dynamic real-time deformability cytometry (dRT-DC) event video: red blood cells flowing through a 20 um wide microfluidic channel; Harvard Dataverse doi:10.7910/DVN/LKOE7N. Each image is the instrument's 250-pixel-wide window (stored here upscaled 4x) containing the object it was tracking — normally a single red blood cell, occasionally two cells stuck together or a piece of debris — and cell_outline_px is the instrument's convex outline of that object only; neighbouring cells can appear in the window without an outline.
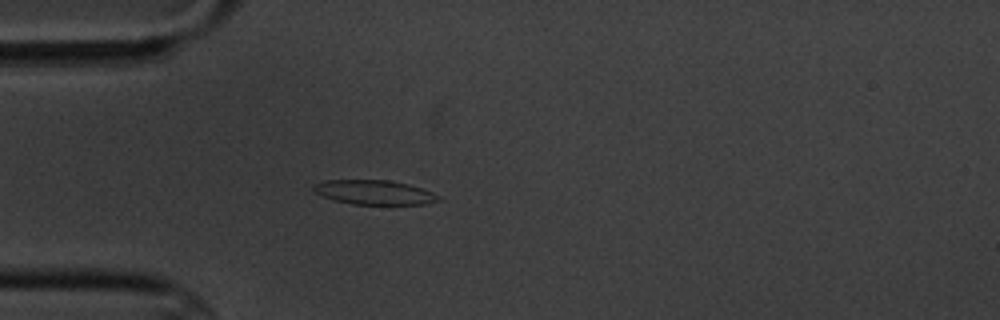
{"species": "common noctule bat (a hibernating species)", "species_latin": "Nyctalus noctula", "temperature_condition": "cold", "stored_images_in_passage": 3, "camera_frame_rate_fps": 3000, "um_per_image_px": 0.085, "animal": {"sex": "male", "body_mass_g": 20.1, "forearm_length_mm": 53.5}, "frame": {"image": 1, "passage_image": 3, "time_ms": 2.0, "image_size_px": [1000, 320], "cell_outline_px": [[440, 200], [424, 204], [352, 204], [336, 200], [324, 196], [316, 192], [312, 188], [312, 184], [324, 180], [388, 180], [408, 184], [432, 192], [440, 196]], "centroid_in_image_um": [31.8, 16.34], "position_along_channel_um": 53.2, "area_um2": 17.57}}